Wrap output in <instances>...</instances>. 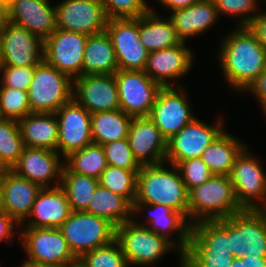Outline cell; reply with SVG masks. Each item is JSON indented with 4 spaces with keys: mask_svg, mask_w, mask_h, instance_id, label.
I'll return each mask as SVG.
<instances>
[{
    "mask_svg": "<svg viewBox=\"0 0 266 267\" xmlns=\"http://www.w3.org/2000/svg\"><path fill=\"white\" fill-rule=\"evenodd\" d=\"M220 44L217 57L225 81L243 93L266 68V48L248 26H236Z\"/></svg>",
    "mask_w": 266,
    "mask_h": 267,
    "instance_id": "6da1fadb",
    "label": "cell"
},
{
    "mask_svg": "<svg viewBox=\"0 0 266 267\" xmlns=\"http://www.w3.org/2000/svg\"><path fill=\"white\" fill-rule=\"evenodd\" d=\"M188 193L176 165H145L138 172L135 203L165 205L188 220Z\"/></svg>",
    "mask_w": 266,
    "mask_h": 267,
    "instance_id": "7a4b0ae2",
    "label": "cell"
},
{
    "mask_svg": "<svg viewBox=\"0 0 266 267\" xmlns=\"http://www.w3.org/2000/svg\"><path fill=\"white\" fill-rule=\"evenodd\" d=\"M234 259L229 249L226 219L191 225L183 267H230Z\"/></svg>",
    "mask_w": 266,
    "mask_h": 267,
    "instance_id": "3957f363",
    "label": "cell"
},
{
    "mask_svg": "<svg viewBox=\"0 0 266 267\" xmlns=\"http://www.w3.org/2000/svg\"><path fill=\"white\" fill-rule=\"evenodd\" d=\"M243 210L226 175H212L188 193V222L191 225L200 221L226 219Z\"/></svg>",
    "mask_w": 266,
    "mask_h": 267,
    "instance_id": "277c9868",
    "label": "cell"
},
{
    "mask_svg": "<svg viewBox=\"0 0 266 267\" xmlns=\"http://www.w3.org/2000/svg\"><path fill=\"white\" fill-rule=\"evenodd\" d=\"M130 220L116 227L115 239L119 242L129 266H152L162 259L169 250H176L183 267V256L165 238Z\"/></svg>",
    "mask_w": 266,
    "mask_h": 267,
    "instance_id": "5b68a950",
    "label": "cell"
},
{
    "mask_svg": "<svg viewBox=\"0 0 266 267\" xmlns=\"http://www.w3.org/2000/svg\"><path fill=\"white\" fill-rule=\"evenodd\" d=\"M28 99L32 112L55 113L73 99V80L43 60L35 67Z\"/></svg>",
    "mask_w": 266,
    "mask_h": 267,
    "instance_id": "8992f818",
    "label": "cell"
},
{
    "mask_svg": "<svg viewBox=\"0 0 266 267\" xmlns=\"http://www.w3.org/2000/svg\"><path fill=\"white\" fill-rule=\"evenodd\" d=\"M59 229L77 258L83 253L110 244L116 237V227L112 223L87 212L72 211Z\"/></svg>",
    "mask_w": 266,
    "mask_h": 267,
    "instance_id": "52a82bcc",
    "label": "cell"
},
{
    "mask_svg": "<svg viewBox=\"0 0 266 267\" xmlns=\"http://www.w3.org/2000/svg\"><path fill=\"white\" fill-rule=\"evenodd\" d=\"M226 220L229 249L234 258H266V219L259 210L244 209Z\"/></svg>",
    "mask_w": 266,
    "mask_h": 267,
    "instance_id": "ba28073f",
    "label": "cell"
},
{
    "mask_svg": "<svg viewBox=\"0 0 266 267\" xmlns=\"http://www.w3.org/2000/svg\"><path fill=\"white\" fill-rule=\"evenodd\" d=\"M19 232L29 262L66 267L78 261L59 228L23 227ZM24 229V230H23Z\"/></svg>",
    "mask_w": 266,
    "mask_h": 267,
    "instance_id": "9c48e42d",
    "label": "cell"
},
{
    "mask_svg": "<svg viewBox=\"0 0 266 267\" xmlns=\"http://www.w3.org/2000/svg\"><path fill=\"white\" fill-rule=\"evenodd\" d=\"M229 178L243 209L258 210L266 203V175L247 146L236 157Z\"/></svg>",
    "mask_w": 266,
    "mask_h": 267,
    "instance_id": "30bf717a",
    "label": "cell"
},
{
    "mask_svg": "<svg viewBox=\"0 0 266 267\" xmlns=\"http://www.w3.org/2000/svg\"><path fill=\"white\" fill-rule=\"evenodd\" d=\"M120 109L131 117H148L162 88L144 70H117Z\"/></svg>",
    "mask_w": 266,
    "mask_h": 267,
    "instance_id": "8fae6325",
    "label": "cell"
},
{
    "mask_svg": "<svg viewBox=\"0 0 266 267\" xmlns=\"http://www.w3.org/2000/svg\"><path fill=\"white\" fill-rule=\"evenodd\" d=\"M223 120L207 124L196 117L178 133L167 140L165 162L178 165L188 159L198 158L225 130Z\"/></svg>",
    "mask_w": 266,
    "mask_h": 267,
    "instance_id": "7c38bea8",
    "label": "cell"
},
{
    "mask_svg": "<svg viewBox=\"0 0 266 267\" xmlns=\"http://www.w3.org/2000/svg\"><path fill=\"white\" fill-rule=\"evenodd\" d=\"M1 65L37 66L44 60V40L7 20L0 23Z\"/></svg>",
    "mask_w": 266,
    "mask_h": 267,
    "instance_id": "4fadbf2b",
    "label": "cell"
},
{
    "mask_svg": "<svg viewBox=\"0 0 266 267\" xmlns=\"http://www.w3.org/2000/svg\"><path fill=\"white\" fill-rule=\"evenodd\" d=\"M88 35L56 29L44 40V60L72 80L82 76Z\"/></svg>",
    "mask_w": 266,
    "mask_h": 267,
    "instance_id": "5bb4252c",
    "label": "cell"
},
{
    "mask_svg": "<svg viewBox=\"0 0 266 267\" xmlns=\"http://www.w3.org/2000/svg\"><path fill=\"white\" fill-rule=\"evenodd\" d=\"M184 91L183 86L162 87L148 116L167 140L196 118Z\"/></svg>",
    "mask_w": 266,
    "mask_h": 267,
    "instance_id": "9a60e30c",
    "label": "cell"
},
{
    "mask_svg": "<svg viewBox=\"0 0 266 267\" xmlns=\"http://www.w3.org/2000/svg\"><path fill=\"white\" fill-rule=\"evenodd\" d=\"M109 34L119 70H144L149 52L139 37V18L108 19Z\"/></svg>",
    "mask_w": 266,
    "mask_h": 267,
    "instance_id": "2e32d148",
    "label": "cell"
},
{
    "mask_svg": "<svg viewBox=\"0 0 266 267\" xmlns=\"http://www.w3.org/2000/svg\"><path fill=\"white\" fill-rule=\"evenodd\" d=\"M55 12L57 29L88 36L106 31L108 17L100 0H65Z\"/></svg>",
    "mask_w": 266,
    "mask_h": 267,
    "instance_id": "e0dca14e",
    "label": "cell"
},
{
    "mask_svg": "<svg viewBox=\"0 0 266 267\" xmlns=\"http://www.w3.org/2000/svg\"><path fill=\"white\" fill-rule=\"evenodd\" d=\"M55 114L58 121L57 152L63 159L93 143L91 113L74 99L61 106Z\"/></svg>",
    "mask_w": 266,
    "mask_h": 267,
    "instance_id": "ac0fdd59",
    "label": "cell"
},
{
    "mask_svg": "<svg viewBox=\"0 0 266 267\" xmlns=\"http://www.w3.org/2000/svg\"><path fill=\"white\" fill-rule=\"evenodd\" d=\"M73 99L91 114L120 109L114 74L82 75L74 79Z\"/></svg>",
    "mask_w": 266,
    "mask_h": 267,
    "instance_id": "d6986e66",
    "label": "cell"
},
{
    "mask_svg": "<svg viewBox=\"0 0 266 267\" xmlns=\"http://www.w3.org/2000/svg\"><path fill=\"white\" fill-rule=\"evenodd\" d=\"M61 158L63 157L57 151L24 147L18 163L12 170L41 188L58 187L64 167V160ZM51 183L55 184L50 186Z\"/></svg>",
    "mask_w": 266,
    "mask_h": 267,
    "instance_id": "ffe728a7",
    "label": "cell"
},
{
    "mask_svg": "<svg viewBox=\"0 0 266 267\" xmlns=\"http://www.w3.org/2000/svg\"><path fill=\"white\" fill-rule=\"evenodd\" d=\"M193 59L192 49L181 42L149 53L144 72L161 87H180L181 84L172 85L171 79L175 81L190 72Z\"/></svg>",
    "mask_w": 266,
    "mask_h": 267,
    "instance_id": "44dd1931",
    "label": "cell"
},
{
    "mask_svg": "<svg viewBox=\"0 0 266 267\" xmlns=\"http://www.w3.org/2000/svg\"><path fill=\"white\" fill-rule=\"evenodd\" d=\"M146 208L151 210L146 216L148 218L147 224L144 225L141 222L139 224L137 221L136 223L147 227L149 230L165 238L183 256L188 248L191 231V224L188 220L181 213L174 211L168 206L161 204L147 205L144 203H134L133 218H136V214H140ZM175 233L177 234L178 241H175L174 238L171 240L170 238Z\"/></svg>",
    "mask_w": 266,
    "mask_h": 267,
    "instance_id": "7402d4cb",
    "label": "cell"
},
{
    "mask_svg": "<svg viewBox=\"0 0 266 267\" xmlns=\"http://www.w3.org/2000/svg\"><path fill=\"white\" fill-rule=\"evenodd\" d=\"M127 139L141 166L165 162L167 139L149 117H133Z\"/></svg>",
    "mask_w": 266,
    "mask_h": 267,
    "instance_id": "603a6c76",
    "label": "cell"
},
{
    "mask_svg": "<svg viewBox=\"0 0 266 267\" xmlns=\"http://www.w3.org/2000/svg\"><path fill=\"white\" fill-rule=\"evenodd\" d=\"M50 0H13L5 20L23 27L45 40L56 29L55 6Z\"/></svg>",
    "mask_w": 266,
    "mask_h": 267,
    "instance_id": "cb8c5ba5",
    "label": "cell"
},
{
    "mask_svg": "<svg viewBox=\"0 0 266 267\" xmlns=\"http://www.w3.org/2000/svg\"><path fill=\"white\" fill-rule=\"evenodd\" d=\"M71 213L68 197L60 186L42 188L36 196L29 215L19 226L59 228Z\"/></svg>",
    "mask_w": 266,
    "mask_h": 267,
    "instance_id": "d4e9b609",
    "label": "cell"
},
{
    "mask_svg": "<svg viewBox=\"0 0 266 267\" xmlns=\"http://www.w3.org/2000/svg\"><path fill=\"white\" fill-rule=\"evenodd\" d=\"M42 188L19 176L12 169L3 170V210L17 224L29 215L37 194Z\"/></svg>",
    "mask_w": 266,
    "mask_h": 267,
    "instance_id": "484cf974",
    "label": "cell"
},
{
    "mask_svg": "<svg viewBox=\"0 0 266 267\" xmlns=\"http://www.w3.org/2000/svg\"><path fill=\"white\" fill-rule=\"evenodd\" d=\"M168 16L181 42L188 38L202 35L219 19L218 10L213 0H198L193 5L172 11Z\"/></svg>",
    "mask_w": 266,
    "mask_h": 267,
    "instance_id": "4316f807",
    "label": "cell"
},
{
    "mask_svg": "<svg viewBox=\"0 0 266 267\" xmlns=\"http://www.w3.org/2000/svg\"><path fill=\"white\" fill-rule=\"evenodd\" d=\"M25 147L57 151L58 121L55 113L32 112L18 121Z\"/></svg>",
    "mask_w": 266,
    "mask_h": 267,
    "instance_id": "83f0119b",
    "label": "cell"
},
{
    "mask_svg": "<svg viewBox=\"0 0 266 267\" xmlns=\"http://www.w3.org/2000/svg\"><path fill=\"white\" fill-rule=\"evenodd\" d=\"M117 70L118 64L109 34L104 31L88 36L82 75L114 74Z\"/></svg>",
    "mask_w": 266,
    "mask_h": 267,
    "instance_id": "f1b7e54d",
    "label": "cell"
},
{
    "mask_svg": "<svg viewBox=\"0 0 266 267\" xmlns=\"http://www.w3.org/2000/svg\"><path fill=\"white\" fill-rule=\"evenodd\" d=\"M150 8V11L139 17L140 41L149 53L181 43L172 20L161 18Z\"/></svg>",
    "mask_w": 266,
    "mask_h": 267,
    "instance_id": "f546056e",
    "label": "cell"
},
{
    "mask_svg": "<svg viewBox=\"0 0 266 267\" xmlns=\"http://www.w3.org/2000/svg\"><path fill=\"white\" fill-rule=\"evenodd\" d=\"M85 212L105 218L115 227L134 219L133 205L126 198L100 184L97 186Z\"/></svg>",
    "mask_w": 266,
    "mask_h": 267,
    "instance_id": "4dcf8cb0",
    "label": "cell"
},
{
    "mask_svg": "<svg viewBox=\"0 0 266 267\" xmlns=\"http://www.w3.org/2000/svg\"><path fill=\"white\" fill-rule=\"evenodd\" d=\"M238 139L224 131L203 151L200 158L213 175L229 176L236 157L247 146Z\"/></svg>",
    "mask_w": 266,
    "mask_h": 267,
    "instance_id": "1f68e13d",
    "label": "cell"
},
{
    "mask_svg": "<svg viewBox=\"0 0 266 267\" xmlns=\"http://www.w3.org/2000/svg\"><path fill=\"white\" fill-rule=\"evenodd\" d=\"M133 117L121 109L91 114V136L94 144L104 145L128 138Z\"/></svg>",
    "mask_w": 266,
    "mask_h": 267,
    "instance_id": "d6a6232c",
    "label": "cell"
},
{
    "mask_svg": "<svg viewBox=\"0 0 266 267\" xmlns=\"http://www.w3.org/2000/svg\"><path fill=\"white\" fill-rule=\"evenodd\" d=\"M99 185V179L62 170L60 187L65 191L72 211L85 212Z\"/></svg>",
    "mask_w": 266,
    "mask_h": 267,
    "instance_id": "836d02e7",
    "label": "cell"
},
{
    "mask_svg": "<svg viewBox=\"0 0 266 267\" xmlns=\"http://www.w3.org/2000/svg\"><path fill=\"white\" fill-rule=\"evenodd\" d=\"M64 166L80 175L99 179L107 167L106 156L101 145L90 144L81 150L72 152L64 158Z\"/></svg>",
    "mask_w": 266,
    "mask_h": 267,
    "instance_id": "e575fe53",
    "label": "cell"
},
{
    "mask_svg": "<svg viewBox=\"0 0 266 267\" xmlns=\"http://www.w3.org/2000/svg\"><path fill=\"white\" fill-rule=\"evenodd\" d=\"M24 147L18 121L0 118V169H12Z\"/></svg>",
    "mask_w": 266,
    "mask_h": 267,
    "instance_id": "d590c367",
    "label": "cell"
},
{
    "mask_svg": "<svg viewBox=\"0 0 266 267\" xmlns=\"http://www.w3.org/2000/svg\"><path fill=\"white\" fill-rule=\"evenodd\" d=\"M139 171L140 170H127L107 165L99 178V184L102 187L121 195L134 205Z\"/></svg>",
    "mask_w": 266,
    "mask_h": 267,
    "instance_id": "8d00e7d4",
    "label": "cell"
},
{
    "mask_svg": "<svg viewBox=\"0 0 266 267\" xmlns=\"http://www.w3.org/2000/svg\"><path fill=\"white\" fill-rule=\"evenodd\" d=\"M78 261L84 267H130L116 239L110 244L83 253Z\"/></svg>",
    "mask_w": 266,
    "mask_h": 267,
    "instance_id": "74e56055",
    "label": "cell"
},
{
    "mask_svg": "<svg viewBox=\"0 0 266 267\" xmlns=\"http://www.w3.org/2000/svg\"><path fill=\"white\" fill-rule=\"evenodd\" d=\"M32 113L28 91L0 87V117L19 121Z\"/></svg>",
    "mask_w": 266,
    "mask_h": 267,
    "instance_id": "f35d334b",
    "label": "cell"
},
{
    "mask_svg": "<svg viewBox=\"0 0 266 267\" xmlns=\"http://www.w3.org/2000/svg\"><path fill=\"white\" fill-rule=\"evenodd\" d=\"M218 10L219 16L227 15L230 17H238V24L236 26H248L250 22L257 15L260 0H213ZM254 12V14H253ZM251 15H250V14ZM247 14V15H246Z\"/></svg>",
    "mask_w": 266,
    "mask_h": 267,
    "instance_id": "ab89813d",
    "label": "cell"
},
{
    "mask_svg": "<svg viewBox=\"0 0 266 267\" xmlns=\"http://www.w3.org/2000/svg\"><path fill=\"white\" fill-rule=\"evenodd\" d=\"M108 19L139 18L150 11L146 0H100Z\"/></svg>",
    "mask_w": 266,
    "mask_h": 267,
    "instance_id": "60d3db41",
    "label": "cell"
},
{
    "mask_svg": "<svg viewBox=\"0 0 266 267\" xmlns=\"http://www.w3.org/2000/svg\"><path fill=\"white\" fill-rule=\"evenodd\" d=\"M102 147L105 152L107 165L127 170L141 169L142 166L135 159L127 138L104 144Z\"/></svg>",
    "mask_w": 266,
    "mask_h": 267,
    "instance_id": "b9f144b4",
    "label": "cell"
},
{
    "mask_svg": "<svg viewBox=\"0 0 266 267\" xmlns=\"http://www.w3.org/2000/svg\"><path fill=\"white\" fill-rule=\"evenodd\" d=\"M176 167L188 192L208 181L213 175L200 157L180 162Z\"/></svg>",
    "mask_w": 266,
    "mask_h": 267,
    "instance_id": "7bdbcfd3",
    "label": "cell"
},
{
    "mask_svg": "<svg viewBox=\"0 0 266 267\" xmlns=\"http://www.w3.org/2000/svg\"><path fill=\"white\" fill-rule=\"evenodd\" d=\"M36 66H0V73L2 74V80L0 79V87H11L28 91V88L33 79Z\"/></svg>",
    "mask_w": 266,
    "mask_h": 267,
    "instance_id": "ee69618b",
    "label": "cell"
},
{
    "mask_svg": "<svg viewBox=\"0 0 266 267\" xmlns=\"http://www.w3.org/2000/svg\"><path fill=\"white\" fill-rule=\"evenodd\" d=\"M252 93L262 108L266 105V68L247 87L246 92Z\"/></svg>",
    "mask_w": 266,
    "mask_h": 267,
    "instance_id": "f6af8a7d",
    "label": "cell"
},
{
    "mask_svg": "<svg viewBox=\"0 0 266 267\" xmlns=\"http://www.w3.org/2000/svg\"><path fill=\"white\" fill-rule=\"evenodd\" d=\"M15 225L18 227L19 224L8 216L4 210L0 211V241L6 240L7 242L8 240L9 242V239L12 241L14 234L19 235V231L14 230Z\"/></svg>",
    "mask_w": 266,
    "mask_h": 267,
    "instance_id": "bcb514c9",
    "label": "cell"
},
{
    "mask_svg": "<svg viewBox=\"0 0 266 267\" xmlns=\"http://www.w3.org/2000/svg\"><path fill=\"white\" fill-rule=\"evenodd\" d=\"M257 40L266 48V11L259 12L248 25Z\"/></svg>",
    "mask_w": 266,
    "mask_h": 267,
    "instance_id": "7dc6e473",
    "label": "cell"
},
{
    "mask_svg": "<svg viewBox=\"0 0 266 267\" xmlns=\"http://www.w3.org/2000/svg\"><path fill=\"white\" fill-rule=\"evenodd\" d=\"M230 267H266V258L258 256L235 258Z\"/></svg>",
    "mask_w": 266,
    "mask_h": 267,
    "instance_id": "c3c4849f",
    "label": "cell"
},
{
    "mask_svg": "<svg viewBox=\"0 0 266 267\" xmlns=\"http://www.w3.org/2000/svg\"><path fill=\"white\" fill-rule=\"evenodd\" d=\"M162 6H165L169 9L170 13L175 10L187 8L193 5L198 0H157Z\"/></svg>",
    "mask_w": 266,
    "mask_h": 267,
    "instance_id": "681fc988",
    "label": "cell"
},
{
    "mask_svg": "<svg viewBox=\"0 0 266 267\" xmlns=\"http://www.w3.org/2000/svg\"><path fill=\"white\" fill-rule=\"evenodd\" d=\"M21 267H59V266H53V265H47V264H39L34 262H29L27 260H23Z\"/></svg>",
    "mask_w": 266,
    "mask_h": 267,
    "instance_id": "f907efd6",
    "label": "cell"
},
{
    "mask_svg": "<svg viewBox=\"0 0 266 267\" xmlns=\"http://www.w3.org/2000/svg\"><path fill=\"white\" fill-rule=\"evenodd\" d=\"M3 210V169H0V211Z\"/></svg>",
    "mask_w": 266,
    "mask_h": 267,
    "instance_id": "816d5d0a",
    "label": "cell"
},
{
    "mask_svg": "<svg viewBox=\"0 0 266 267\" xmlns=\"http://www.w3.org/2000/svg\"><path fill=\"white\" fill-rule=\"evenodd\" d=\"M6 18V9L0 3V23Z\"/></svg>",
    "mask_w": 266,
    "mask_h": 267,
    "instance_id": "f5cc1de1",
    "label": "cell"
},
{
    "mask_svg": "<svg viewBox=\"0 0 266 267\" xmlns=\"http://www.w3.org/2000/svg\"><path fill=\"white\" fill-rule=\"evenodd\" d=\"M12 1L13 0H0V3L5 9H7L10 6V4L12 3Z\"/></svg>",
    "mask_w": 266,
    "mask_h": 267,
    "instance_id": "db71d44e",
    "label": "cell"
},
{
    "mask_svg": "<svg viewBox=\"0 0 266 267\" xmlns=\"http://www.w3.org/2000/svg\"><path fill=\"white\" fill-rule=\"evenodd\" d=\"M258 210L264 215L266 219V203H264Z\"/></svg>",
    "mask_w": 266,
    "mask_h": 267,
    "instance_id": "11a10c76",
    "label": "cell"
},
{
    "mask_svg": "<svg viewBox=\"0 0 266 267\" xmlns=\"http://www.w3.org/2000/svg\"><path fill=\"white\" fill-rule=\"evenodd\" d=\"M66 267H84V266L81 265V263L79 261H76L75 263L69 264Z\"/></svg>",
    "mask_w": 266,
    "mask_h": 267,
    "instance_id": "9f6ffc18",
    "label": "cell"
},
{
    "mask_svg": "<svg viewBox=\"0 0 266 267\" xmlns=\"http://www.w3.org/2000/svg\"><path fill=\"white\" fill-rule=\"evenodd\" d=\"M1 60H2V55H1V44H0V66H1Z\"/></svg>",
    "mask_w": 266,
    "mask_h": 267,
    "instance_id": "6f0895ef",
    "label": "cell"
}]
</instances>
